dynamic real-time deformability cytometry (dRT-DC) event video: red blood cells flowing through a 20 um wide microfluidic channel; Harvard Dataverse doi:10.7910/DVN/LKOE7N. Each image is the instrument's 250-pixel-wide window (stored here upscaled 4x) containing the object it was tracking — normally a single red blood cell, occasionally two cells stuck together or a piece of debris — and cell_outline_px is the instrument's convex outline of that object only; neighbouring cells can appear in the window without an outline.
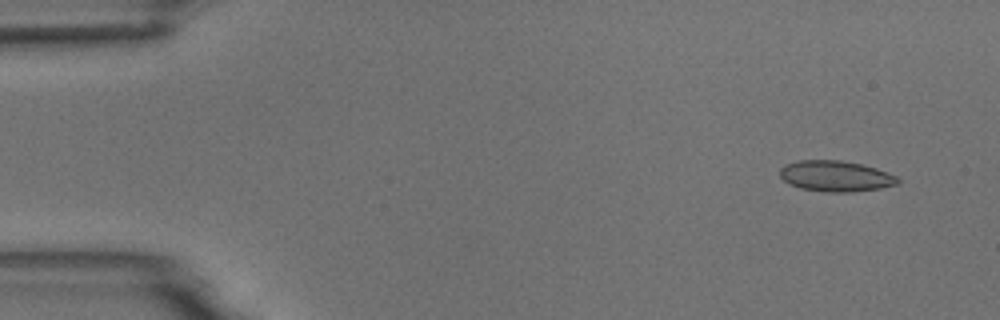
{"species": "common noctule bat (a hibernating species)", "species_latin": "Nyctalus noctula", "temperature_condition": "room temperature", "stored_images_in_passage": 7, "camera_frame_rate_fps": 3000, "um_per_image_px": 0.085, "animal": {"sex": "male", "body_mass_g": 18.8}, "frame": {"image": 1, "passage_image": 1, "time_ms": 0.0, "image_size_px": [1000, 320], "cell_outline_px": [[900, 184], [880, 188], [852, 192], [824, 192], [800, 188], [788, 184], [780, 176], [780, 168], [784, 164], [796, 160], [840, 160], [860, 164], [876, 168], [896, 176], [900, 180]], "centroid_in_image_um": [71.01, 14.97], "position_along_channel_um": 14.0, "area_um2": 21.33}}
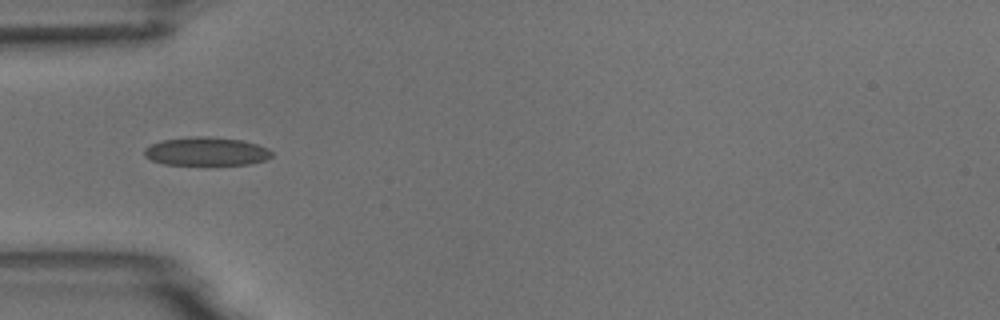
{"frame": {"image": 2, "passage_image": 4, "time_ms": 4.333, "image_size_px": [1000, 320], "cell_outline_px": [[272, 156], [264, 160], [252, 164], [164, 164], [152, 160], [144, 156], [144, 148], [160, 140], [192, 136], [208, 136], [244, 140], [268, 148], [272, 152]], "centroid_in_image_um": [17.53, 12.85], "position_along_channel_um": 67.5, "area_um2": 21.15}}